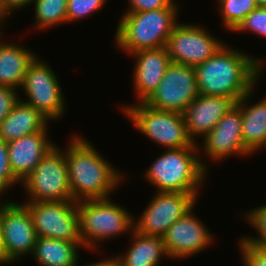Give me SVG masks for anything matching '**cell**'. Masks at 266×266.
Returning <instances> with one entry per match:
<instances>
[{"label": "cell", "instance_id": "1", "mask_svg": "<svg viewBox=\"0 0 266 266\" xmlns=\"http://www.w3.org/2000/svg\"><path fill=\"white\" fill-rule=\"evenodd\" d=\"M262 61L224 44L195 67L199 95L232 98L236 103L253 90L262 72Z\"/></svg>", "mask_w": 266, "mask_h": 266}, {"label": "cell", "instance_id": "2", "mask_svg": "<svg viewBox=\"0 0 266 266\" xmlns=\"http://www.w3.org/2000/svg\"><path fill=\"white\" fill-rule=\"evenodd\" d=\"M68 144L65 156L73 200L110 198V193L123 181L121 172L79 135L72 136Z\"/></svg>", "mask_w": 266, "mask_h": 266}, {"label": "cell", "instance_id": "3", "mask_svg": "<svg viewBox=\"0 0 266 266\" xmlns=\"http://www.w3.org/2000/svg\"><path fill=\"white\" fill-rule=\"evenodd\" d=\"M165 150L151 163L144 173V178L158 192L198 193L208 169L206 163L200 160L199 153H196L200 148Z\"/></svg>", "mask_w": 266, "mask_h": 266}, {"label": "cell", "instance_id": "4", "mask_svg": "<svg viewBox=\"0 0 266 266\" xmlns=\"http://www.w3.org/2000/svg\"><path fill=\"white\" fill-rule=\"evenodd\" d=\"M178 9L162 8L124 13L115 33L117 48L132 54L140 50L165 47L178 23Z\"/></svg>", "mask_w": 266, "mask_h": 266}, {"label": "cell", "instance_id": "5", "mask_svg": "<svg viewBox=\"0 0 266 266\" xmlns=\"http://www.w3.org/2000/svg\"><path fill=\"white\" fill-rule=\"evenodd\" d=\"M77 210L82 245L94 252L101 241L134 230L135 217L111 198L77 201Z\"/></svg>", "mask_w": 266, "mask_h": 266}, {"label": "cell", "instance_id": "6", "mask_svg": "<svg viewBox=\"0 0 266 266\" xmlns=\"http://www.w3.org/2000/svg\"><path fill=\"white\" fill-rule=\"evenodd\" d=\"M123 114L131 119L133 126L145 136L167 149L201 147L194 144L187 133L182 113L158 110L145 102L125 105Z\"/></svg>", "mask_w": 266, "mask_h": 266}, {"label": "cell", "instance_id": "7", "mask_svg": "<svg viewBox=\"0 0 266 266\" xmlns=\"http://www.w3.org/2000/svg\"><path fill=\"white\" fill-rule=\"evenodd\" d=\"M54 146L21 182L29 201H74L69 185L65 150ZM63 151V152H62Z\"/></svg>", "mask_w": 266, "mask_h": 266}, {"label": "cell", "instance_id": "8", "mask_svg": "<svg viewBox=\"0 0 266 266\" xmlns=\"http://www.w3.org/2000/svg\"><path fill=\"white\" fill-rule=\"evenodd\" d=\"M35 57L29 64L21 89L29 100L23 101L34 107L50 120H60L65 113V99L61 84L47 62Z\"/></svg>", "mask_w": 266, "mask_h": 266}, {"label": "cell", "instance_id": "9", "mask_svg": "<svg viewBox=\"0 0 266 266\" xmlns=\"http://www.w3.org/2000/svg\"><path fill=\"white\" fill-rule=\"evenodd\" d=\"M38 237L81 241L76 201H27Z\"/></svg>", "mask_w": 266, "mask_h": 266}, {"label": "cell", "instance_id": "10", "mask_svg": "<svg viewBox=\"0 0 266 266\" xmlns=\"http://www.w3.org/2000/svg\"><path fill=\"white\" fill-rule=\"evenodd\" d=\"M0 227L4 264L32 254L38 236L30 212L23 203L11 200L0 203Z\"/></svg>", "mask_w": 266, "mask_h": 266}, {"label": "cell", "instance_id": "11", "mask_svg": "<svg viewBox=\"0 0 266 266\" xmlns=\"http://www.w3.org/2000/svg\"><path fill=\"white\" fill-rule=\"evenodd\" d=\"M199 193L156 192L141 217L134 219L139 234L163 237L171 225L190 211Z\"/></svg>", "mask_w": 266, "mask_h": 266}, {"label": "cell", "instance_id": "12", "mask_svg": "<svg viewBox=\"0 0 266 266\" xmlns=\"http://www.w3.org/2000/svg\"><path fill=\"white\" fill-rule=\"evenodd\" d=\"M224 44L205 27L177 23L166 47L172 63L196 67L213 56Z\"/></svg>", "mask_w": 266, "mask_h": 266}, {"label": "cell", "instance_id": "13", "mask_svg": "<svg viewBox=\"0 0 266 266\" xmlns=\"http://www.w3.org/2000/svg\"><path fill=\"white\" fill-rule=\"evenodd\" d=\"M198 95L195 67L171 62L158 88L145 103L158 110L183 114Z\"/></svg>", "mask_w": 266, "mask_h": 266}, {"label": "cell", "instance_id": "14", "mask_svg": "<svg viewBox=\"0 0 266 266\" xmlns=\"http://www.w3.org/2000/svg\"><path fill=\"white\" fill-rule=\"evenodd\" d=\"M213 234L193 214V208L170 226L163 235L168 258L185 259L208 248Z\"/></svg>", "mask_w": 266, "mask_h": 266}, {"label": "cell", "instance_id": "15", "mask_svg": "<svg viewBox=\"0 0 266 266\" xmlns=\"http://www.w3.org/2000/svg\"><path fill=\"white\" fill-rule=\"evenodd\" d=\"M201 148L211 161H219L231 155L249 156L242 138V113L240 105L230 109L203 138Z\"/></svg>", "mask_w": 266, "mask_h": 266}, {"label": "cell", "instance_id": "16", "mask_svg": "<svg viewBox=\"0 0 266 266\" xmlns=\"http://www.w3.org/2000/svg\"><path fill=\"white\" fill-rule=\"evenodd\" d=\"M235 105L230 97L198 95L183 113L190 140L198 145L196 136L205 137Z\"/></svg>", "mask_w": 266, "mask_h": 266}, {"label": "cell", "instance_id": "17", "mask_svg": "<svg viewBox=\"0 0 266 266\" xmlns=\"http://www.w3.org/2000/svg\"><path fill=\"white\" fill-rule=\"evenodd\" d=\"M48 126L8 142V158L11 171L22 182L56 144L48 139Z\"/></svg>", "mask_w": 266, "mask_h": 266}, {"label": "cell", "instance_id": "18", "mask_svg": "<svg viewBox=\"0 0 266 266\" xmlns=\"http://www.w3.org/2000/svg\"><path fill=\"white\" fill-rule=\"evenodd\" d=\"M133 55V56H132ZM131 56L137 60L134 66L133 83L139 103L146 102L156 91L164 73L171 64L167 47L140 50Z\"/></svg>", "mask_w": 266, "mask_h": 266}, {"label": "cell", "instance_id": "19", "mask_svg": "<svg viewBox=\"0 0 266 266\" xmlns=\"http://www.w3.org/2000/svg\"><path fill=\"white\" fill-rule=\"evenodd\" d=\"M254 90L245 94L237 103L242 113V138L245 148L253 154L266 148V97L248 106Z\"/></svg>", "mask_w": 266, "mask_h": 266}, {"label": "cell", "instance_id": "20", "mask_svg": "<svg viewBox=\"0 0 266 266\" xmlns=\"http://www.w3.org/2000/svg\"><path fill=\"white\" fill-rule=\"evenodd\" d=\"M50 122L34 107L19 99L0 124V139L10 142L23 136L40 132Z\"/></svg>", "mask_w": 266, "mask_h": 266}, {"label": "cell", "instance_id": "21", "mask_svg": "<svg viewBox=\"0 0 266 266\" xmlns=\"http://www.w3.org/2000/svg\"><path fill=\"white\" fill-rule=\"evenodd\" d=\"M7 42H0V86L17 90L21 88L27 68L37 54L20 44Z\"/></svg>", "mask_w": 266, "mask_h": 266}, {"label": "cell", "instance_id": "22", "mask_svg": "<svg viewBox=\"0 0 266 266\" xmlns=\"http://www.w3.org/2000/svg\"><path fill=\"white\" fill-rule=\"evenodd\" d=\"M133 243L125 251V255L118 254L120 266H159L163 257L168 254L162 237L148 236L131 231Z\"/></svg>", "mask_w": 266, "mask_h": 266}, {"label": "cell", "instance_id": "23", "mask_svg": "<svg viewBox=\"0 0 266 266\" xmlns=\"http://www.w3.org/2000/svg\"><path fill=\"white\" fill-rule=\"evenodd\" d=\"M82 246V241L38 237L31 255L41 266H77Z\"/></svg>", "mask_w": 266, "mask_h": 266}, {"label": "cell", "instance_id": "24", "mask_svg": "<svg viewBox=\"0 0 266 266\" xmlns=\"http://www.w3.org/2000/svg\"><path fill=\"white\" fill-rule=\"evenodd\" d=\"M68 0H33L35 27L46 29L67 23Z\"/></svg>", "mask_w": 266, "mask_h": 266}, {"label": "cell", "instance_id": "25", "mask_svg": "<svg viewBox=\"0 0 266 266\" xmlns=\"http://www.w3.org/2000/svg\"><path fill=\"white\" fill-rule=\"evenodd\" d=\"M225 29L234 30L255 10L258 5L255 0H217Z\"/></svg>", "mask_w": 266, "mask_h": 266}, {"label": "cell", "instance_id": "26", "mask_svg": "<svg viewBox=\"0 0 266 266\" xmlns=\"http://www.w3.org/2000/svg\"><path fill=\"white\" fill-rule=\"evenodd\" d=\"M249 211L246 212L245 220L252 225L259 236L242 238L238 244L266 247V204Z\"/></svg>", "mask_w": 266, "mask_h": 266}, {"label": "cell", "instance_id": "27", "mask_svg": "<svg viewBox=\"0 0 266 266\" xmlns=\"http://www.w3.org/2000/svg\"><path fill=\"white\" fill-rule=\"evenodd\" d=\"M106 0H68L67 23L86 18L104 6Z\"/></svg>", "mask_w": 266, "mask_h": 266}, {"label": "cell", "instance_id": "28", "mask_svg": "<svg viewBox=\"0 0 266 266\" xmlns=\"http://www.w3.org/2000/svg\"><path fill=\"white\" fill-rule=\"evenodd\" d=\"M251 31L266 37V7H257L234 30L235 32Z\"/></svg>", "mask_w": 266, "mask_h": 266}, {"label": "cell", "instance_id": "29", "mask_svg": "<svg viewBox=\"0 0 266 266\" xmlns=\"http://www.w3.org/2000/svg\"><path fill=\"white\" fill-rule=\"evenodd\" d=\"M21 183L13 174L8 158V142L0 139V195L15 184Z\"/></svg>", "mask_w": 266, "mask_h": 266}, {"label": "cell", "instance_id": "30", "mask_svg": "<svg viewBox=\"0 0 266 266\" xmlns=\"http://www.w3.org/2000/svg\"><path fill=\"white\" fill-rule=\"evenodd\" d=\"M244 266H266V247L238 244Z\"/></svg>", "mask_w": 266, "mask_h": 266}, {"label": "cell", "instance_id": "31", "mask_svg": "<svg viewBox=\"0 0 266 266\" xmlns=\"http://www.w3.org/2000/svg\"><path fill=\"white\" fill-rule=\"evenodd\" d=\"M130 8L125 13H137L162 8H178L175 0H128Z\"/></svg>", "mask_w": 266, "mask_h": 266}, {"label": "cell", "instance_id": "32", "mask_svg": "<svg viewBox=\"0 0 266 266\" xmlns=\"http://www.w3.org/2000/svg\"><path fill=\"white\" fill-rule=\"evenodd\" d=\"M16 89L0 86V124L19 100Z\"/></svg>", "mask_w": 266, "mask_h": 266}, {"label": "cell", "instance_id": "33", "mask_svg": "<svg viewBox=\"0 0 266 266\" xmlns=\"http://www.w3.org/2000/svg\"><path fill=\"white\" fill-rule=\"evenodd\" d=\"M33 0H0V18L7 21L12 11L20 10L32 3ZM15 10V11H14Z\"/></svg>", "mask_w": 266, "mask_h": 266}, {"label": "cell", "instance_id": "34", "mask_svg": "<svg viewBox=\"0 0 266 266\" xmlns=\"http://www.w3.org/2000/svg\"><path fill=\"white\" fill-rule=\"evenodd\" d=\"M78 266V264H77ZM84 266H120L118 259L115 257H110L99 262L87 263Z\"/></svg>", "mask_w": 266, "mask_h": 266}, {"label": "cell", "instance_id": "35", "mask_svg": "<svg viewBox=\"0 0 266 266\" xmlns=\"http://www.w3.org/2000/svg\"><path fill=\"white\" fill-rule=\"evenodd\" d=\"M0 264H4V252L2 246L1 227H0Z\"/></svg>", "mask_w": 266, "mask_h": 266}, {"label": "cell", "instance_id": "36", "mask_svg": "<svg viewBox=\"0 0 266 266\" xmlns=\"http://www.w3.org/2000/svg\"><path fill=\"white\" fill-rule=\"evenodd\" d=\"M258 7H266V0H255Z\"/></svg>", "mask_w": 266, "mask_h": 266}, {"label": "cell", "instance_id": "37", "mask_svg": "<svg viewBox=\"0 0 266 266\" xmlns=\"http://www.w3.org/2000/svg\"><path fill=\"white\" fill-rule=\"evenodd\" d=\"M3 23H4V22H3V21L1 20V18H0V25H3Z\"/></svg>", "mask_w": 266, "mask_h": 266}]
</instances>
